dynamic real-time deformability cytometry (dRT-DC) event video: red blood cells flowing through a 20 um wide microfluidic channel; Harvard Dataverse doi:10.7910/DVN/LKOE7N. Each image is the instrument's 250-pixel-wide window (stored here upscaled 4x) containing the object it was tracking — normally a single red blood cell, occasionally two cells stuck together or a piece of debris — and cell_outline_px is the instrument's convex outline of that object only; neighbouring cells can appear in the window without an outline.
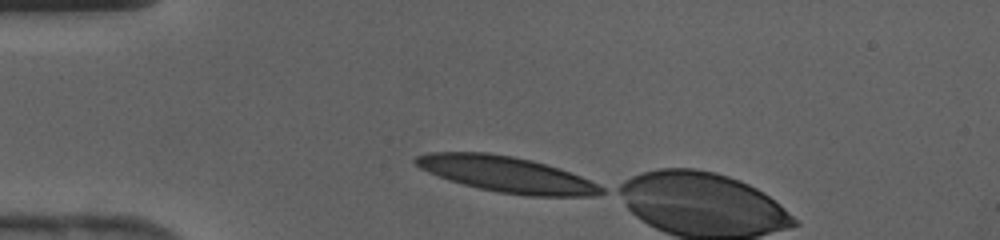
{"species": "human", "species_latin": "Homo sapiens", "temperature_condition": "cold", "stored_images_in_passage": 4, "camera_frame_rate_fps": 3000, "um_per_image_px": 0.085, "donor": {"sex": "female"}, "frame": {"image": 1, "passage_image": 1, "time_ms": 0.0, "image_size_px": [1000, 240], "cell_outline_px": [[604, 192], [596, 196], [528, 196], [496, 192], [448, 180], [428, 172], [420, 168], [412, 160], [416, 156], [432, 152], [488, 152], [512, 156], [532, 160], [560, 168], [580, 176], [604, 188]], "centroid_in_image_um": [43.05, 14.82], "position_along_channel_um": 42.0, "area_um2": 38.61}}